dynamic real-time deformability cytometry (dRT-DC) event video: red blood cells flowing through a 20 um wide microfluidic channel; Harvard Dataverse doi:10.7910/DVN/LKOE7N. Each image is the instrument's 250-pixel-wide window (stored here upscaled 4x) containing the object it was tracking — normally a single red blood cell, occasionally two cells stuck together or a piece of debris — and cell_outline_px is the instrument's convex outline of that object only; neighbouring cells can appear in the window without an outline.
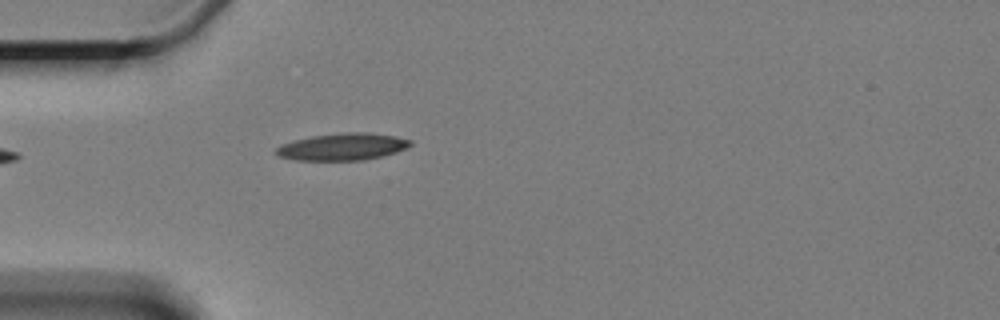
{"species": "Egyptian fruit bat (a non-hibernating species)", "species_latin": "Rousettus aegyptiacus", "temperature_condition": "cold", "stored_images_in_passage": 5, "camera_frame_rate_fps": 3000, "um_per_image_px": 0.085, "animal": {"sex": "female"}, "frame": {"image": 1, "passage_image": 5, "time_ms": 5.0, "image_size_px": [1000, 320], "cell_outline_px": [[412, 144], [408, 148], [384, 156], [364, 160], [296, 160], [280, 156], [272, 152], [280, 144], [292, 140], [312, 136], [344, 132], [368, 132], [396, 136], [412, 140]], "centroid_in_image_um": [29.12, 12.47], "position_along_channel_um": 55.9, "area_um2": 21.44}}